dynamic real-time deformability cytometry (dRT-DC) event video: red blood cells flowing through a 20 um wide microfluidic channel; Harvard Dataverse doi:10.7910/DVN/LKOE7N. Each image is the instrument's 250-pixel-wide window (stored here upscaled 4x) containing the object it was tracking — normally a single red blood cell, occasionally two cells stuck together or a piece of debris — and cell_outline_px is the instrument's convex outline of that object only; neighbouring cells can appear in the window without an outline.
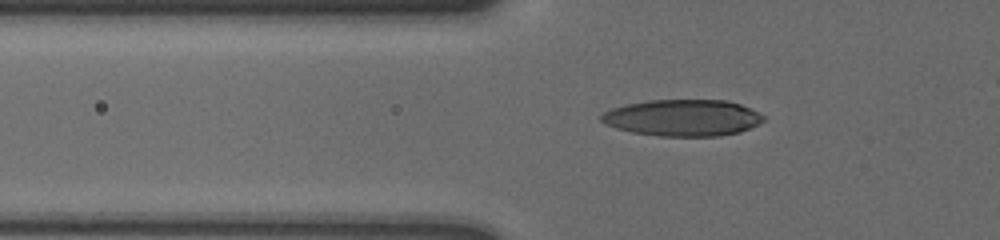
{"species": "human", "species_latin": "Homo sapiens", "temperature_condition": "cold", "stored_images_in_passage": 56, "camera_frame_rate_fps": 3000, "um_per_image_px": 0.085, "donor": {"sex": "male"}, "frame": {"image": 1, "passage_image": 21, "time_ms": 6.667, "image_size_px": [1000, 240], "cell_outline_px": [[764, 120], [740, 132], [720, 136], [660, 136], [632, 132], [616, 128], [604, 124], [600, 120], [600, 116], [604, 112], [612, 108], [628, 104], [652, 100], [724, 100], [740, 104], [764, 116]], "centroid_in_image_um": [57.99, 10.02], "position_along_channel_um": 67.8, "area_um2": 34.28}}
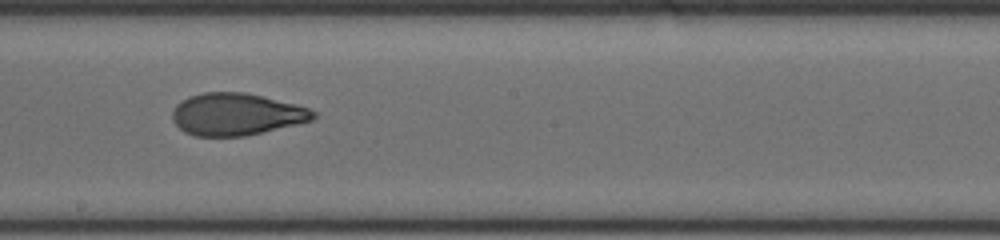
{"frame": {"image": 2, "passage_image": 35, "time_ms": 11.333, "image_size_px": [1000, 240], "cell_outline_px": [[316, 116], [312, 120], [296, 124], [244, 136], [196, 136], [184, 132], [172, 120], [172, 112], [176, 104], [188, 96], [204, 92], [244, 92], [296, 104], [308, 108], [316, 112]], "centroid_in_image_um": [20.06, 9.71], "position_along_channel_um": 228.1, "area_um2": 34.45}}
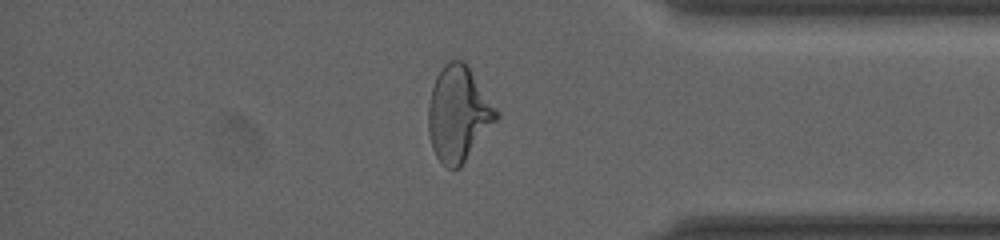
{"frame": {"image": 3, "passage_image": 50, "time_ms": 16.333, "image_size_px": [1000, 240], "cell_outline_px": [[500, 116], [460, 168], [448, 168], [436, 156], [432, 148], [428, 132], [428, 104], [432, 88], [436, 76], [444, 64], [448, 60], [460, 60], [468, 64], [500, 112]], "centroid_in_image_um": [38.98, 9.65], "position_along_channel_um": 396.2, "area_um2": 37.97}}